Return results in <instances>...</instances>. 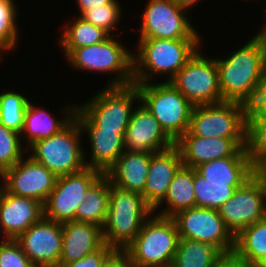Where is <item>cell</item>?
Here are the masks:
<instances>
[{
	"instance_id": "cell-1",
	"label": "cell",
	"mask_w": 266,
	"mask_h": 267,
	"mask_svg": "<svg viewBox=\"0 0 266 267\" xmlns=\"http://www.w3.org/2000/svg\"><path fill=\"white\" fill-rule=\"evenodd\" d=\"M133 53V83L154 81L157 75H167L170 82L201 48V39L139 38Z\"/></svg>"
},
{
	"instance_id": "cell-2",
	"label": "cell",
	"mask_w": 266,
	"mask_h": 267,
	"mask_svg": "<svg viewBox=\"0 0 266 267\" xmlns=\"http://www.w3.org/2000/svg\"><path fill=\"white\" fill-rule=\"evenodd\" d=\"M223 101L246 105L253 97L265 60L259 42L252 37L224 59L215 58Z\"/></svg>"
},
{
	"instance_id": "cell-3",
	"label": "cell",
	"mask_w": 266,
	"mask_h": 267,
	"mask_svg": "<svg viewBox=\"0 0 266 267\" xmlns=\"http://www.w3.org/2000/svg\"><path fill=\"white\" fill-rule=\"evenodd\" d=\"M92 97L77 105L75 118L80 128L126 131L134 111L133 104L137 101L141 103L138 86L134 83L125 86L106 85Z\"/></svg>"
},
{
	"instance_id": "cell-4",
	"label": "cell",
	"mask_w": 266,
	"mask_h": 267,
	"mask_svg": "<svg viewBox=\"0 0 266 267\" xmlns=\"http://www.w3.org/2000/svg\"><path fill=\"white\" fill-rule=\"evenodd\" d=\"M153 209L142 194L110 185L107 218L102 228L103 241L122 252L138 235Z\"/></svg>"
},
{
	"instance_id": "cell-5",
	"label": "cell",
	"mask_w": 266,
	"mask_h": 267,
	"mask_svg": "<svg viewBox=\"0 0 266 267\" xmlns=\"http://www.w3.org/2000/svg\"><path fill=\"white\" fill-rule=\"evenodd\" d=\"M178 242L179 233L172 218L155 212L122 253L133 267H167L173 263Z\"/></svg>"
},
{
	"instance_id": "cell-6",
	"label": "cell",
	"mask_w": 266,
	"mask_h": 267,
	"mask_svg": "<svg viewBox=\"0 0 266 267\" xmlns=\"http://www.w3.org/2000/svg\"><path fill=\"white\" fill-rule=\"evenodd\" d=\"M83 133L78 120L74 118L59 133L33 143L28 148L32 153L29 156L57 177L82 171L87 167L81 146Z\"/></svg>"
},
{
	"instance_id": "cell-7",
	"label": "cell",
	"mask_w": 266,
	"mask_h": 267,
	"mask_svg": "<svg viewBox=\"0 0 266 267\" xmlns=\"http://www.w3.org/2000/svg\"><path fill=\"white\" fill-rule=\"evenodd\" d=\"M66 60L80 71L115 73L108 86L133 84V53L112 35L101 43L72 50Z\"/></svg>"
},
{
	"instance_id": "cell-8",
	"label": "cell",
	"mask_w": 266,
	"mask_h": 267,
	"mask_svg": "<svg viewBox=\"0 0 266 267\" xmlns=\"http://www.w3.org/2000/svg\"><path fill=\"white\" fill-rule=\"evenodd\" d=\"M140 102L176 142L189 128L194 105L171 82L137 84Z\"/></svg>"
},
{
	"instance_id": "cell-9",
	"label": "cell",
	"mask_w": 266,
	"mask_h": 267,
	"mask_svg": "<svg viewBox=\"0 0 266 267\" xmlns=\"http://www.w3.org/2000/svg\"><path fill=\"white\" fill-rule=\"evenodd\" d=\"M188 131L202 138H246V105L232 101L196 105Z\"/></svg>"
},
{
	"instance_id": "cell-10",
	"label": "cell",
	"mask_w": 266,
	"mask_h": 267,
	"mask_svg": "<svg viewBox=\"0 0 266 267\" xmlns=\"http://www.w3.org/2000/svg\"><path fill=\"white\" fill-rule=\"evenodd\" d=\"M218 212L234 237L266 217V179L259 170L235 190Z\"/></svg>"
},
{
	"instance_id": "cell-11",
	"label": "cell",
	"mask_w": 266,
	"mask_h": 267,
	"mask_svg": "<svg viewBox=\"0 0 266 267\" xmlns=\"http://www.w3.org/2000/svg\"><path fill=\"white\" fill-rule=\"evenodd\" d=\"M201 54L198 50L170 81L194 106L223 101L215 59Z\"/></svg>"
},
{
	"instance_id": "cell-12",
	"label": "cell",
	"mask_w": 266,
	"mask_h": 267,
	"mask_svg": "<svg viewBox=\"0 0 266 267\" xmlns=\"http://www.w3.org/2000/svg\"><path fill=\"white\" fill-rule=\"evenodd\" d=\"M143 13L139 38L201 39L187 9L174 0H149Z\"/></svg>"
},
{
	"instance_id": "cell-13",
	"label": "cell",
	"mask_w": 266,
	"mask_h": 267,
	"mask_svg": "<svg viewBox=\"0 0 266 267\" xmlns=\"http://www.w3.org/2000/svg\"><path fill=\"white\" fill-rule=\"evenodd\" d=\"M179 238L215 246L221 253L234 251L235 237L225 226L218 210L192 207L171 217Z\"/></svg>"
},
{
	"instance_id": "cell-14",
	"label": "cell",
	"mask_w": 266,
	"mask_h": 267,
	"mask_svg": "<svg viewBox=\"0 0 266 267\" xmlns=\"http://www.w3.org/2000/svg\"><path fill=\"white\" fill-rule=\"evenodd\" d=\"M101 175V172L86 167L77 173L59 176L55 188L43 205L44 217L58 223L76 221L77 207Z\"/></svg>"
},
{
	"instance_id": "cell-15",
	"label": "cell",
	"mask_w": 266,
	"mask_h": 267,
	"mask_svg": "<svg viewBox=\"0 0 266 267\" xmlns=\"http://www.w3.org/2000/svg\"><path fill=\"white\" fill-rule=\"evenodd\" d=\"M24 157L2 173L4 189L11 194L37 200L44 205L55 188L58 177L31 156Z\"/></svg>"
},
{
	"instance_id": "cell-16",
	"label": "cell",
	"mask_w": 266,
	"mask_h": 267,
	"mask_svg": "<svg viewBox=\"0 0 266 267\" xmlns=\"http://www.w3.org/2000/svg\"><path fill=\"white\" fill-rule=\"evenodd\" d=\"M35 267H58L62 251V223L44 216L17 239Z\"/></svg>"
},
{
	"instance_id": "cell-17",
	"label": "cell",
	"mask_w": 266,
	"mask_h": 267,
	"mask_svg": "<svg viewBox=\"0 0 266 267\" xmlns=\"http://www.w3.org/2000/svg\"><path fill=\"white\" fill-rule=\"evenodd\" d=\"M124 144L125 150L128 152L157 153L173 147L175 142L141 103L135 107L131 115L124 133Z\"/></svg>"
},
{
	"instance_id": "cell-18",
	"label": "cell",
	"mask_w": 266,
	"mask_h": 267,
	"mask_svg": "<svg viewBox=\"0 0 266 267\" xmlns=\"http://www.w3.org/2000/svg\"><path fill=\"white\" fill-rule=\"evenodd\" d=\"M183 166H196L216 159L232 156L239 148L246 147V138H202L188 130L175 142Z\"/></svg>"
},
{
	"instance_id": "cell-19",
	"label": "cell",
	"mask_w": 266,
	"mask_h": 267,
	"mask_svg": "<svg viewBox=\"0 0 266 267\" xmlns=\"http://www.w3.org/2000/svg\"><path fill=\"white\" fill-rule=\"evenodd\" d=\"M43 216V205L39 201L4 190L0 198V231L4 238L16 240Z\"/></svg>"
},
{
	"instance_id": "cell-20",
	"label": "cell",
	"mask_w": 266,
	"mask_h": 267,
	"mask_svg": "<svg viewBox=\"0 0 266 267\" xmlns=\"http://www.w3.org/2000/svg\"><path fill=\"white\" fill-rule=\"evenodd\" d=\"M182 165L180 151L175 145L167 150L151 153L142 197L152 209L165 198L175 173Z\"/></svg>"
},
{
	"instance_id": "cell-21",
	"label": "cell",
	"mask_w": 266,
	"mask_h": 267,
	"mask_svg": "<svg viewBox=\"0 0 266 267\" xmlns=\"http://www.w3.org/2000/svg\"><path fill=\"white\" fill-rule=\"evenodd\" d=\"M207 182L242 186L258 169L249 158L246 148H239L232 156L211 160L194 168Z\"/></svg>"
},
{
	"instance_id": "cell-22",
	"label": "cell",
	"mask_w": 266,
	"mask_h": 267,
	"mask_svg": "<svg viewBox=\"0 0 266 267\" xmlns=\"http://www.w3.org/2000/svg\"><path fill=\"white\" fill-rule=\"evenodd\" d=\"M104 244L102 228L92 223H62V251L59 265L68 264L96 251Z\"/></svg>"
},
{
	"instance_id": "cell-23",
	"label": "cell",
	"mask_w": 266,
	"mask_h": 267,
	"mask_svg": "<svg viewBox=\"0 0 266 267\" xmlns=\"http://www.w3.org/2000/svg\"><path fill=\"white\" fill-rule=\"evenodd\" d=\"M86 132L90 142V162L86 166L106 174L116 163L117 158L125 151L124 133L102 128H81Z\"/></svg>"
},
{
	"instance_id": "cell-24",
	"label": "cell",
	"mask_w": 266,
	"mask_h": 267,
	"mask_svg": "<svg viewBox=\"0 0 266 267\" xmlns=\"http://www.w3.org/2000/svg\"><path fill=\"white\" fill-rule=\"evenodd\" d=\"M151 153L124 151L106 173L111 184L127 191L144 192Z\"/></svg>"
},
{
	"instance_id": "cell-25",
	"label": "cell",
	"mask_w": 266,
	"mask_h": 267,
	"mask_svg": "<svg viewBox=\"0 0 266 267\" xmlns=\"http://www.w3.org/2000/svg\"><path fill=\"white\" fill-rule=\"evenodd\" d=\"M66 112L63 118L52 117L49 110H44L40 107L34 106L30 101L26 107L24 124L21 131V139L26 138L28 148L38 140L49 138L59 133L65 128L74 118L77 105L66 106ZM57 119V120H56ZM24 136L25 138H22Z\"/></svg>"
},
{
	"instance_id": "cell-26",
	"label": "cell",
	"mask_w": 266,
	"mask_h": 267,
	"mask_svg": "<svg viewBox=\"0 0 266 267\" xmlns=\"http://www.w3.org/2000/svg\"><path fill=\"white\" fill-rule=\"evenodd\" d=\"M166 205L157 215L172 217L182 210L196 207L194 191V168L181 166L171 181L165 198L153 209L158 211L162 204Z\"/></svg>"
},
{
	"instance_id": "cell-27",
	"label": "cell",
	"mask_w": 266,
	"mask_h": 267,
	"mask_svg": "<svg viewBox=\"0 0 266 267\" xmlns=\"http://www.w3.org/2000/svg\"><path fill=\"white\" fill-rule=\"evenodd\" d=\"M110 185L106 174H102L87 190L85 200L76 210V221L92 223L103 228L108 212Z\"/></svg>"
},
{
	"instance_id": "cell-28",
	"label": "cell",
	"mask_w": 266,
	"mask_h": 267,
	"mask_svg": "<svg viewBox=\"0 0 266 267\" xmlns=\"http://www.w3.org/2000/svg\"><path fill=\"white\" fill-rule=\"evenodd\" d=\"M234 252L254 267L266 255V217L249 225L235 237Z\"/></svg>"
},
{
	"instance_id": "cell-29",
	"label": "cell",
	"mask_w": 266,
	"mask_h": 267,
	"mask_svg": "<svg viewBox=\"0 0 266 267\" xmlns=\"http://www.w3.org/2000/svg\"><path fill=\"white\" fill-rule=\"evenodd\" d=\"M61 36L59 40L60 48H63L66 57L72 50L101 43L110 35L102 28L96 27L77 16L65 28Z\"/></svg>"
},
{
	"instance_id": "cell-30",
	"label": "cell",
	"mask_w": 266,
	"mask_h": 267,
	"mask_svg": "<svg viewBox=\"0 0 266 267\" xmlns=\"http://www.w3.org/2000/svg\"><path fill=\"white\" fill-rule=\"evenodd\" d=\"M221 254L213 245L179 238L172 267H212Z\"/></svg>"
},
{
	"instance_id": "cell-31",
	"label": "cell",
	"mask_w": 266,
	"mask_h": 267,
	"mask_svg": "<svg viewBox=\"0 0 266 267\" xmlns=\"http://www.w3.org/2000/svg\"><path fill=\"white\" fill-rule=\"evenodd\" d=\"M240 186H228V183L207 182L194 169V191L196 207L219 210Z\"/></svg>"
},
{
	"instance_id": "cell-32",
	"label": "cell",
	"mask_w": 266,
	"mask_h": 267,
	"mask_svg": "<svg viewBox=\"0 0 266 267\" xmlns=\"http://www.w3.org/2000/svg\"><path fill=\"white\" fill-rule=\"evenodd\" d=\"M25 95L6 91L0 94V123L3 124L7 129L21 134L26 107L29 104Z\"/></svg>"
},
{
	"instance_id": "cell-33",
	"label": "cell",
	"mask_w": 266,
	"mask_h": 267,
	"mask_svg": "<svg viewBox=\"0 0 266 267\" xmlns=\"http://www.w3.org/2000/svg\"><path fill=\"white\" fill-rule=\"evenodd\" d=\"M245 148L257 169L266 164V119H246Z\"/></svg>"
},
{
	"instance_id": "cell-34",
	"label": "cell",
	"mask_w": 266,
	"mask_h": 267,
	"mask_svg": "<svg viewBox=\"0 0 266 267\" xmlns=\"http://www.w3.org/2000/svg\"><path fill=\"white\" fill-rule=\"evenodd\" d=\"M14 0H0V53L16 48L19 29L17 26V7Z\"/></svg>"
},
{
	"instance_id": "cell-35",
	"label": "cell",
	"mask_w": 266,
	"mask_h": 267,
	"mask_svg": "<svg viewBox=\"0 0 266 267\" xmlns=\"http://www.w3.org/2000/svg\"><path fill=\"white\" fill-rule=\"evenodd\" d=\"M21 135L0 123V172L13 167L23 157Z\"/></svg>"
},
{
	"instance_id": "cell-36",
	"label": "cell",
	"mask_w": 266,
	"mask_h": 267,
	"mask_svg": "<svg viewBox=\"0 0 266 267\" xmlns=\"http://www.w3.org/2000/svg\"><path fill=\"white\" fill-rule=\"evenodd\" d=\"M120 4H104L99 5L94 9L86 10L80 17L86 22L93 24L96 27L102 28L110 36L116 35L111 34L118 29V22L121 18ZM117 26V28H116Z\"/></svg>"
},
{
	"instance_id": "cell-37",
	"label": "cell",
	"mask_w": 266,
	"mask_h": 267,
	"mask_svg": "<svg viewBox=\"0 0 266 267\" xmlns=\"http://www.w3.org/2000/svg\"><path fill=\"white\" fill-rule=\"evenodd\" d=\"M0 267H35L17 240L0 243Z\"/></svg>"
},
{
	"instance_id": "cell-38",
	"label": "cell",
	"mask_w": 266,
	"mask_h": 267,
	"mask_svg": "<svg viewBox=\"0 0 266 267\" xmlns=\"http://www.w3.org/2000/svg\"><path fill=\"white\" fill-rule=\"evenodd\" d=\"M246 119H266V62L254 95L246 104Z\"/></svg>"
},
{
	"instance_id": "cell-39",
	"label": "cell",
	"mask_w": 266,
	"mask_h": 267,
	"mask_svg": "<svg viewBox=\"0 0 266 267\" xmlns=\"http://www.w3.org/2000/svg\"><path fill=\"white\" fill-rule=\"evenodd\" d=\"M117 252L115 248L104 243L99 249L82 259L58 267H104Z\"/></svg>"
},
{
	"instance_id": "cell-40",
	"label": "cell",
	"mask_w": 266,
	"mask_h": 267,
	"mask_svg": "<svg viewBox=\"0 0 266 267\" xmlns=\"http://www.w3.org/2000/svg\"><path fill=\"white\" fill-rule=\"evenodd\" d=\"M212 267H249L234 251L222 253Z\"/></svg>"
},
{
	"instance_id": "cell-41",
	"label": "cell",
	"mask_w": 266,
	"mask_h": 267,
	"mask_svg": "<svg viewBox=\"0 0 266 267\" xmlns=\"http://www.w3.org/2000/svg\"><path fill=\"white\" fill-rule=\"evenodd\" d=\"M78 9L80 10V15L81 16L86 10L88 9H94L98 7L99 5H104V4H119L118 0H75Z\"/></svg>"
},
{
	"instance_id": "cell-42",
	"label": "cell",
	"mask_w": 266,
	"mask_h": 267,
	"mask_svg": "<svg viewBox=\"0 0 266 267\" xmlns=\"http://www.w3.org/2000/svg\"><path fill=\"white\" fill-rule=\"evenodd\" d=\"M104 267H133L128 258L122 253L117 252Z\"/></svg>"
},
{
	"instance_id": "cell-43",
	"label": "cell",
	"mask_w": 266,
	"mask_h": 267,
	"mask_svg": "<svg viewBox=\"0 0 266 267\" xmlns=\"http://www.w3.org/2000/svg\"><path fill=\"white\" fill-rule=\"evenodd\" d=\"M263 26L264 27L262 28V30L259 31V33H257L254 38L259 42L264 56V60L266 62V26Z\"/></svg>"
},
{
	"instance_id": "cell-44",
	"label": "cell",
	"mask_w": 266,
	"mask_h": 267,
	"mask_svg": "<svg viewBox=\"0 0 266 267\" xmlns=\"http://www.w3.org/2000/svg\"><path fill=\"white\" fill-rule=\"evenodd\" d=\"M179 6L186 8L187 10L191 9L195 4L199 3L200 0H174ZM189 8V9H188Z\"/></svg>"
},
{
	"instance_id": "cell-45",
	"label": "cell",
	"mask_w": 266,
	"mask_h": 267,
	"mask_svg": "<svg viewBox=\"0 0 266 267\" xmlns=\"http://www.w3.org/2000/svg\"><path fill=\"white\" fill-rule=\"evenodd\" d=\"M254 267H266V255Z\"/></svg>"
},
{
	"instance_id": "cell-46",
	"label": "cell",
	"mask_w": 266,
	"mask_h": 267,
	"mask_svg": "<svg viewBox=\"0 0 266 267\" xmlns=\"http://www.w3.org/2000/svg\"><path fill=\"white\" fill-rule=\"evenodd\" d=\"M0 179H1V182H3V183H1V184H3V185H1L0 184V198H1V196H2V194H3V192H4V177H3V174L0 172Z\"/></svg>"
},
{
	"instance_id": "cell-47",
	"label": "cell",
	"mask_w": 266,
	"mask_h": 267,
	"mask_svg": "<svg viewBox=\"0 0 266 267\" xmlns=\"http://www.w3.org/2000/svg\"><path fill=\"white\" fill-rule=\"evenodd\" d=\"M259 172L265 177L266 179V164H264L260 169Z\"/></svg>"
},
{
	"instance_id": "cell-48",
	"label": "cell",
	"mask_w": 266,
	"mask_h": 267,
	"mask_svg": "<svg viewBox=\"0 0 266 267\" xmlns=\"http://www.w3.org/2000/svg\"><path fill=\"white\" fill-rule=\"evenodd\" d=\"M2 237V235H0V238ZM8 239L7 238H4L3 240L2 239H0V243H4V242H6Z\"/></svg>"
}]
</instances>
